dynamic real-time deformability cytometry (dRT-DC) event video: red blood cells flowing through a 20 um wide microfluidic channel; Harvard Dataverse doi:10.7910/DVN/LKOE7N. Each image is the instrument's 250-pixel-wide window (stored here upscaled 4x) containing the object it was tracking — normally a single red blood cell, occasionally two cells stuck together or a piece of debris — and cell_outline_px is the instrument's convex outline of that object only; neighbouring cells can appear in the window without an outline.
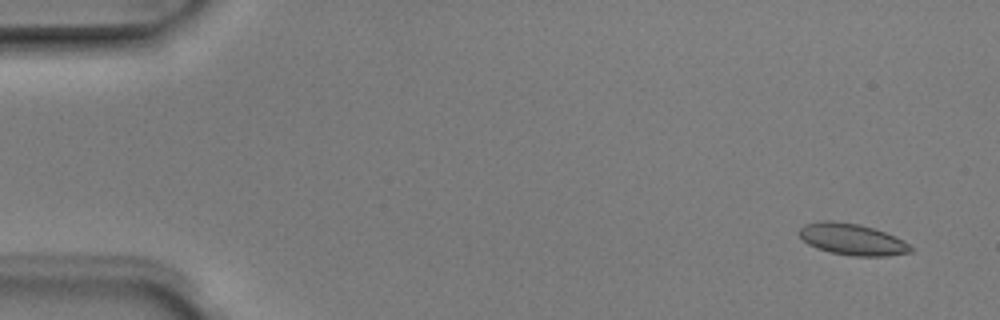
{"species": "Egyptian fruit bat (a non-hibernating species)", "species_latin": "Rousettus aegyptiacus", "temperature_condition": "room temperature", "stored_images_in_passage": 5, "camera_frame_rate_fps": 3000, "um_per_image_px": 0.085, "animal": {"sex": "male"}, "frame": {"image": 1, "passage_image": 1, "time_ms": 0.0, "image_size_px": [1000, 320], "cell_outline_px": [[912, 252], [888, 256], [852, 256], [832, 252], [816, 248], [808, 244], [796, 232], [804, 224], [820, 220], [832, 220], [860, 224], [896, 236], [904, 240], [912, 248]], "centroid_in_image_um": [72.41, 20.33], "position_along_channel_um": 12.6, "area_um2": 20.58}}
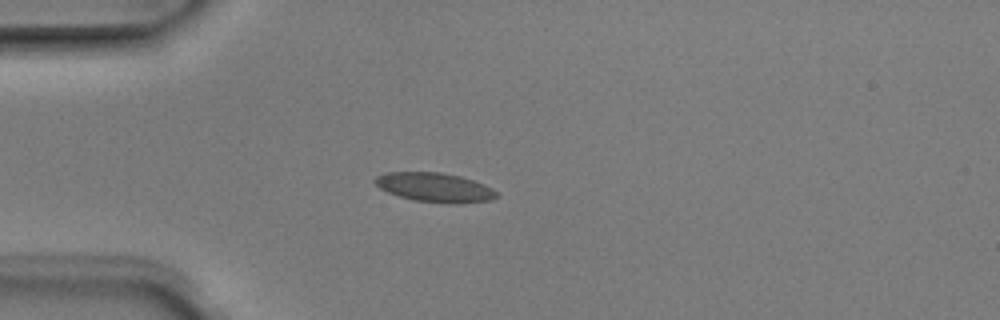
{"frame": {"image": 2, "passage_image": 4, "time_ms": 1.0, "image_size_px": [1000, 320], "cell_outline_px": [[496, 196], [492, 200], [460, 204], [452, 204], [416, 200], [400, 196], [388, 192], [380, 188], [372, 180], [376, 176], [388, 172], [440, 172], [460, 176], [484, 184], [492, 188], [496, 192]], "centroid_in_image_um": [36.96, 15.93], "position_along_channel_um": 48.0, "area_um2": 20.63}}